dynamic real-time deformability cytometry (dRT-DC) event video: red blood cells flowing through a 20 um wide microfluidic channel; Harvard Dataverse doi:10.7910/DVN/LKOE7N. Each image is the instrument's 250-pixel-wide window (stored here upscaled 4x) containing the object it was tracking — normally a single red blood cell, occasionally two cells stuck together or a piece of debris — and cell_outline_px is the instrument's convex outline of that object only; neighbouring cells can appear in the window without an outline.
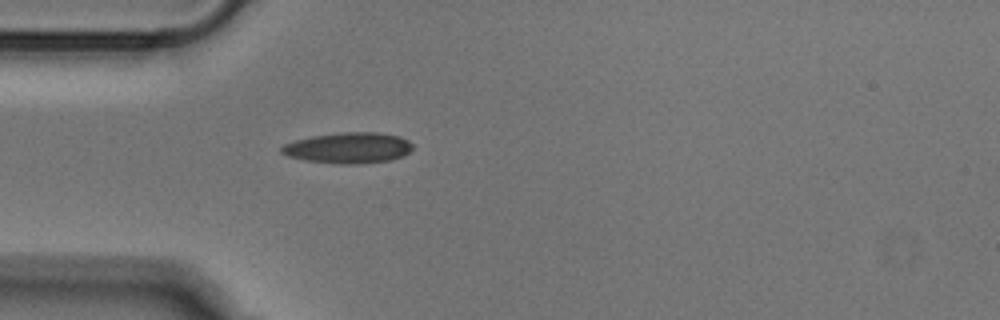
{"species": "Egyptian fruit bat (a non-hibernating species)", "species_latin": "Rousettus aegyptiacus", "temperature_condition": "cold", "stored_images_in_passage": 38, "camera_frame_rate_fps": 3000, "um_per_image_px": 0.085, "animal": {"sex": "male"}, "frame": {"image": 1, "passage_image": 1, "time_ms": 0.0, "image_size_px": [1000, 320], "cell_outline_px": [[412, 148], [404, 156], [392, 160], [360, 164], [336, 164], [304, 160], [288, 156], [280, 152], [280, 148], [284, 144], [296, 140], [312, 136], [344, 132], [376, 132], [400, 136], [408, 140], [412, 144]], "centroid_in_image_um": [29.62, 12.58], "position_along_channel_um": 55.4, "area_um2": 23.7}}
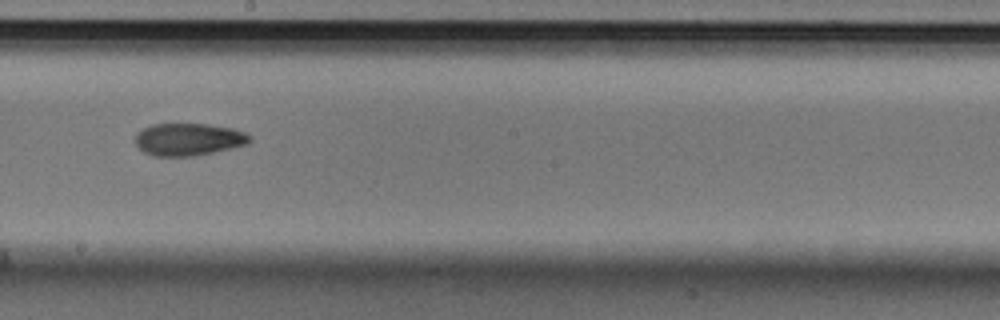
{"frame": {"image": 2, "passage_image": 15, "time_ms": 4.667, "image_size_px": [1000, 320], "cell_outline_px": [[252, 140], [248, 144], [232, 148], [196, 156], [152, 156], [144, 152], [136, 144], [136, 132], [152, 124], [208, 124], [232, 128], [244, 132], [252, 136]], "centroid_in_image_um": [16.05, 11.85], "position_along_channel_um": 232.2, "area_um2": 21.73}}
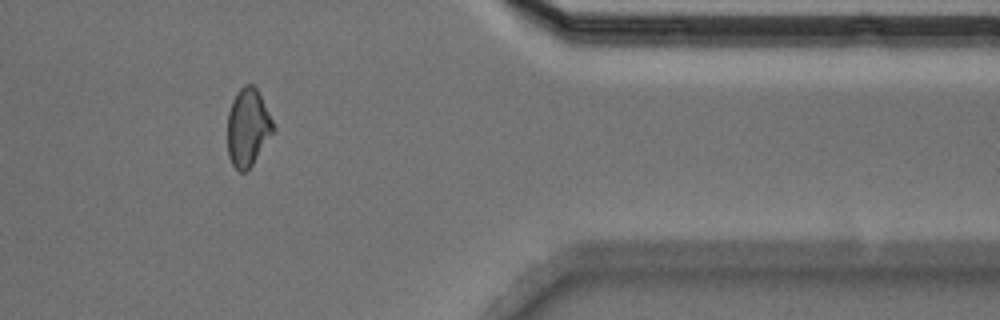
{"frame": {"image": 3, "passage_image": 29, "time_ms": 9.333, "image_size_px": [1000, 320], "cell_outline_px": [[276, 128], [252, 164], [244, 172], [240, 172], [232, 164], [228, 156], [228, 112], [232, 100], [236, 92], [244, 84], [252, 84], [256, 88]], "centroid_in_image_um": [21.05, 10.82], "position_along_channel_um": 390.4, "area_um2": 20.46}}